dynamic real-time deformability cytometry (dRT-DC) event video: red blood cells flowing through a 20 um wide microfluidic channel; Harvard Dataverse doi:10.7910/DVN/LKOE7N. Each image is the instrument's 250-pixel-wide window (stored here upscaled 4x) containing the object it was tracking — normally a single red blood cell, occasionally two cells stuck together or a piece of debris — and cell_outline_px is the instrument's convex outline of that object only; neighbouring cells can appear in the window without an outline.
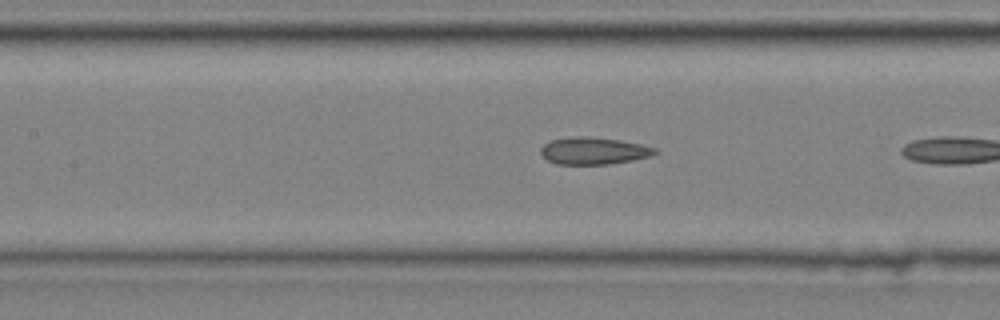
{"species": "common noctule bat (a hibernating species)", "species_latin": "Nyctalus noctula", "temperature_condition": "cold", "stored_images_in_passage": 9, "camera_frame_rate_fps": 3000, "um_per_image_px": 0.085, "animal": {"sex": "male", "body_mass_g": 20.4}, "frame": {"image": 1, "passage_image": 8, "time_ms": 2.333, "image_size_px": [1000, 320], "cell_outline_px": [[660, 152], [652, 156], [632, 160], [608, 164], [556, 164], [548, 160], [540, 152], [540, 148], [548, 140], [576, 136], [588, 136], [620, 140], [640, 144], [656, 148]], "centroid_in_image_um": [50.47, 12.81], "position_along_channel_um": 156.9, "area_um2": 18.15}}